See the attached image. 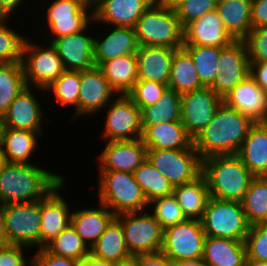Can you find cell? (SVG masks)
Instances as JSON below:
<instances>
[{"label":"cell","mask_w":267,"mask_h":266,"mask_svg":"<svg viewBox=\"0 0 267 266\" xmlns=\"http://www.w3.org/2000/svg\"><path fill=\"white\" fill-rule=\"evenodd\" d=\"M255 123L224 102L202 132L193 139L202 160L217 155L237 154Z\"/></svg>","instance_id":"6da1fadb"},{"label":"cell","mask_w":267,"mask_h":266,"mask_svg":"<svg viewBox=\"0 0 267 266\" xmlns=\"http://www.w3.org/2000/svg\"><path fill=\"white\" fill-rule=\"evenodd\" d=\"M64 177L35 164L7 163L0 171V205L44 199Z\"/></svg>","instance_id":"7a4b0ae2"},{"label":"cell","mask_w":267,"mask_h":266,"mask_svg":"<svg viewBox=\"0 0 267 266\" xmlns=\"http://www.w3.org/2000/svg\"><path fill=\"white\" fill-rule=\"evenodd\" d=\"M210 197L241 202L254 175L237 154L211 156L203 160Z\"/></svg>","instance_id":"3957f363"},{"label":"cell","mask_w":267,"mask_h":266,"mask_svg":"<svg viewBox=\"0 0 267 266\" xmlns=\"http://www.w3.org/2000/svg\"><path fill=\"white\" fill-rule=\"evenodd\" d=\"M139 46H162L180 49L184 31L175 9L155 0L134 27Z\"/></svg>","instance_id":"277c9868"},{"label":"cell","mask_w":267,"mask_h":266,"mask_svg":"<svg viewBox=\"0 0 267 266\" xmlns=\"http://www.w3.org/2000/svg\"><path fill=\"white\" fill-rule=\"evenodd\" d=\"M99 173V203L108 207L115 216L149 207L134 173L115 170H99Z\"/></svg>","instance_id":"5b68a950"},{"label":"cell","mask_w":267,"mask_h":266,"mask_svg":"<svg viewBox=\"0 0 267 266\" xmlns=\"http://www.w3.org/2000/svg\"><path fill=\"white\" fill-rule=\"evenodd\" d=\"M206 236L245 242L250 225L239 201L210 197L201 219Z\"/></svg>","instance_id":"8992f818"},{"label":"cell","mask_w":267,"mask_h":266,"mask_svg":"<svg viewBox=\"0 0 267 266\" xmlns=\"http://www.w3.org/2000/svg\"><path fill=\"white\" fill-rule=\"evenodd\" d=\"M7 244L40 249V200L3 205Z\"/></svg>","instance_id":"52a82bcc"},{"label":"cell","mask_w":267,"mask_h":266,"mask_svg":"<svg viewBox=\"0 0 267 266\" xmlns=\"http://www.w3.org/2000/svg\"><path fill=\"white\" fill-rule=\"evenodd\" d=\"M129 212L116 215L124 231L131 256L159 252L163 245L164 229L148 212Z\"/></svg>","instance_id":"ba28073f"},{"label":"cell","mask_w":267,"mask_h":266,"mask_svg":"<svg viewBox=\"0 0 267 266\" xmlns=\"http://www.w3.org/2000/svg\"><path fill=\"white\" fill-rule=\"evenodd\" d=\"M42 48L36 43L25 39L22 48V66L26 86L36 87L40 91L48 87L66 70L56 48L49 43Z\"/></svg>","instance_id":"9c48e42d"},{"label":"cell","mask_w":267,"mask_h":266,"mask_svg":"<svg viewBox=\"0 0 267 266\" xmlns=\"http://www.w3.org/2000/svg\"><path fill=\"white\" fill-rule=\"evenodd\" d=\"M147 160L174 186L193 181L203 172V160L195 150L147 149Z\"/></svg>","instance_id":"30bf717a"},{"label":"cell","mask_w":267,"mask_h":266,"mask_svg":"<svg viewBox=\"0 0 267 266\" xmlns=\"http://www.w3.org/2000/svg\"><path fill=\"white\" fill-rule=\"evenodd\" d=\"M116 99V100H115ZM106 107V121L102 137L108 141L142 138L143 127L140 108L127 94L115 97Z\"/></svg>","instance_id":"8fae6325"},{"label":"cell","mask_w":267,"mask_h":266,"mask_svg":"<svg viewBox=\"0 0 267 266\" xmlns=\"http://www.w3.org/2000/svg\"><path fill=\"white\" fill-rule=\"evenodd\" d=\"M205 238L201 221L186 219L164 230L161 251L175 262L202 258Z\"/></svg>","instance_id":"7c38bea8"},{"label":"cell","mask_w":267,"mask_h":266,"mask_svg":"<svg viewBox=\"0 0 267 266\" xmlns=\"http://www.w3.org/2000/svg\"><path fill=\"white\" fill-rule=\"evenodd\" d=\"M219 70L210 88L222 99L250 75V62L243 40L220 48Z\"/></svg>","instance_id":"4fadbf2b"},{"label":"cell","mask_w":267,"mask_h":266,"mask_svg":"<svg viewBox=\"0 0 267 266\" xmlns=\"http://www.w3.org/2000/svg\"><path fill=\"white\" fill-rule=\"evenodd\" d=\"M223 99L210 87L190 91L181 97V122L194 139L210 123Z\"/></svg>","instance_id":"5bb4252c"},{"label":"cell","mask_w":267,"mask_h":266,"mask_svg":"<svg viewBox=\"0 0 267 266\" xmlns=\"http://www.w3.org/2000/svg\"><path fill=\"white\" fill-rule=\"evenodd\" d=\"M46 14L47 28L53 37L50 43L58 37L84 30L93 20V8L80 0H54Z\"/></svg>","instance_id":"9a60e30c"},{"label":"cell","mask_w":267,"mask_h":266,"mask_svg":"<svg viewBox=\"0 0 267 266\" xmlns=\"http://www.w3.org/2000/svg\"><path fill=\"white\" fill-rule=\"evenodd\" d=\"M100 155L99 170H115L134 173L147 159V147L142 138L107 141Z\"/></svg>","instance_id":"2e32d148"},{"label":"cell","mask_w":267,"mask_h":266,"mask_svg":"<svg viewBox=\"0 0 267 266\" xmlns=\"http://www.w3.org/2000/svg\"><path fill=\"white\" fill-rule=\"evenodd\" d=\"M88 26L77 33L54 39L51 44L66 70L84 71L95 67L94 38L85 33Z\"/></svg>","instance_id":"e0dca14e"},{"label":"cell","mask_w":267,"mask_h":266,"mask_svg":"<svg viewBox=\"0 0 267 266\" xmlns=\"http://www.w3.org/2000/svg\"><path fill=\"white\" fill-rule=\"evenodd\" d=\"M223 102L250 118L254 123L267 122V92L249 75L223 98Z\"/></svg>","instance_id":"ac0fdd59"},{"label":"cell","mask_w":267,"mask_h":266,"mask_svg":"<svg viewBox=\"0 0 267 266\" xmlns=\"http://www.w3.org/2000/svg\"><path fill=\"white\" fill-rule=\"evenodd\" d=\"M64 182L65 180L40 200V248L45 247L71 224L72 212L64 197L59 194V190L65 186Z\"/></svg>","instance_id":"d6986e66"},{"label":"cell","mask_w":267,"mask_h":266,"mask_svg":"<svg viewBox=\"0 0 267 266\" xmlns=\"http://www.w3.org/2000/svg\"><path fill=\"white\" fill-rule=\"evenodd\" d=\"M155 0H96L93 22L134 28Z\"/></svg>","instance_id":"ffe728a7"},{"label":"cell","mask_w":267,"mask_h":266,"mask_svg":"<svg viewBox=\"0 0 267 266\" xmlns=\"http://www.w3.org/2000/svg\"><path fill=\"white\" fill-rule=\"evenodd\" d=\"M184 44L226 47L234 41L226 31L217 10L205 13L183 27Z\"/></svg>","instance_id":"44dd1931"},{"label":"cell","mask_w":267,"mask_h":266,"mask_svg":"<svg viewBox=\"0 0 267 266\" xmlns=\"http://www.w3.org/2000/svg\"><path fill=\"white\" fill-rule=\"evenodd\" d=\"M79 116L98 113L113 100L116 92L98 67L81 71ZM115 93V94H114Z\"/></svg>","instance_id":"7402d4cb"},{"label":"cell","mask_w":267,"mask_h":266,"mask_svg":"<svg viewBox=\"0 0 267 266\" xmlns=\"http://www.w3.org/2000/svg\"><path fill=\"white\" fill-rule=\"evenodd\" d=\"M39 102L31 87L27 86L3 115L5 128L42 132L45 116Z\"/></svg>","instance_id":"603a6c76"},{"label":"cell","mask_w":267,"mask_h":266,"mask_svg":"<svg viewBox=\"0 0 267 266\" xmlns=\"http://www.w3.org/2000/svg\"><path fill=\"white\" fill-rule=\"evenodd\" d=\"M176 50L162 46H139L136 52L138 80L168 85Z\"/></svg>","instance_id":"cb8c5ba5"},{"label":"cell","mask_w":267,"mask_h":266,"mask_svg":"<svg viewBox=\"0 0 267 266\" xmlns=\"http://www.w3.org/2000/svg\"><path fill=\"white\" fill-rule=\"evenodd\" d=\"M112 29L104 38H94V62L96 67L116 57L136 54L139 49L134 28L112 26Z\"/></svg>","instance_id":"d4e9b609"},{"label":"cell","mask_w":267,"mask_h":266,"mask_svg":"<svg viewBox=\"0 0 267 266\" xmlns=\"http://www.w3.org/2000/svg\"><path fill=\"white\" fill-rule=\"evenodd\" d=\"M142 140L147 149L183 150L193 145L183 123L161 122L156 125H142Z\"/></svg>","instance_id":"484cf974"},{"label":"cell","mask_w":267,"mask_h":266,"mask_svg":"<svg viewBox=\"0 0 267 266\" xmlns=\"http://www.w3.org/2000/svg\"><path fill=\"white\" fill-rule=\"evenodd\" d=\"M202 258L208 266H245V242L206 236Z\"/></svg>","instance_id":"4316f807"},{"label":"cell","mask_w":267,"mask_h":266,"mask_svg":"<svg viewBox=\"0 0 267 266\" xmlns=\"http://www.w3.org/2000/svg\"><path fill=\"white\" fill-rule=\"evenodd\" d=\"M237 155L254 176L267 174V122L250 128Z\"/></svg>","instance_id":"83f0119b"},{"label":"cell","mask_w":267,"mask_h":266,"mask_svg":"<svg viewBox=\"0 0 267 266\" xmlns=\"http://www.w3.org/2000/svg\"><path fill=\"white\" fill-rule=\"evenodd\" d=\"M115 217L108 207L100 203L97 209L88 208L72 212L71 225L91 249Z\"/></svg>","instance_id":"f1b7e54d"},{"label":"cell","mask_w":267,"mask_h":266,"mask_svg":"<svg viewBox=\"0 0 267 266\" xmlns=\"http://www.w3.org/2000/svg\"><path fill=\"white\" fill-rule=\"evenodd\" d=\"M173 194L186 219L201 221L210 198L208 183L203 173L193 181L174 187Z\"/></svg>","instance_id":"f546056e"},{"label":"cell","mask_w":267,"mask_h":266,"mask_svg":"<svg viewBox=\"0 0 267 266\" xmlns=\"http://www.w3.org/2000/svg\"><path fill=\"white\" fill-rule=\"evenodd\" d=\"M252 0H217L216 10L234 40H243L252 29Z\"/></svg>","instance_id":"4dcf8cb0"},{"label":"cell","mask_w":267,"mask_h":266,"mask_svg":"<svg viewBox=\"0 0 267 266\" xmlns=\"http://www.w3.org/2000/svg\"><path fill=\"white\" fill-rule=\"evenodd\" d=\"M98 68L116 94H128L138 80L137 56L128 54L101 63Z\"/></svg>","instance_id":"1f68e13d"},{"label":"cell","mask_w":267,"mask_h":266,"mask_svg":"<svg viewBox=\"0 0 267 266\" xmlns=\"http://www.w3.org/2000/svg\"><path fill=\"white\" fill-rule=\"evenodd\" d=\"M90 255L114 263L132 257L126 246L123 227L116 218L109 223L105 232L91 247Z\"/></svg>","instance_id":"d6a6232c"},{"label":"cell","mask_w":267,"mask_h":266,"mask_svg":"<svg viewBox=\"0 0 267 266\" xmlns=\"http://www.w3.org/2000/svg\"><path fill=\"white\" fill-rule=\"evenodd\" d=\"M41 135L42 132L5 128L1 146L7 162L31 164L28 160L34 154Z\"/></svg>","instance_id":"836d02e7"},{"label":"cell","mask_w":267,"mask_h":266,"mask_svg":"<svg viewBox=\"0 0 267 266\" xmlns=\"http://www.w3.org/2000/svg\"><path fill=\"white\" fill-rule=\"evenodd\" d=\"M168 87L180 94L204 88L190 54L183 47L174 53Z\"/></svg>","instance_id":"e575fe53"},{"label":"cell","mask_w":267,"mask_h":266,"mask_svg":"<svg viewBox=\"0 0 267 266\" xmlns=\"http://www.w3.org/2000/svg\"><path fill=\"white\" fill-rule=\"evenodd\" d=\"M250 226L267 223V178L254 176L241 201Z\"/></svg>","instance_id":"d590c367"},{"label":"cell","mask_w":267,"mask_h":266,"mask_svg":"<svg viewBox=\"0 0 267 266\" xmlns=\"http://www.w3.org/2000/svg\"><path fill=\"white\" fill-rule=\"evenodd\" d=\"M182 94L168 88L159 101L141 110L142 125L181 121Z\"/></svg>","instance_id":"8d00e7d4"},{"label":"cell","mask_w":267,"mask_h":266,"mask_svg":"<svg viewBox=\"0 0 267 266\" xmlns=\"http://www.w3.org/2000/svg\"><path fill=\"white\" fill-rule=\"evenodd\" d=\"M21 62L0 64V114L4 115L14 99L26 88Z\"/></svg>","instance_id":"74e56055"},{"label":"cell","mask_w":267,"mask_h":266,"mask_svg":"<svg viewBox=\"0 0 267 266\" xmlns=\"http://www.w3.org/2000/svg\"><path fill=\"white\" fill-rule=\"evenodd\" d=\"M134 176L148 202L173 194L174 186L147 159L134 171Z\"/></svg>","instance_id":"f35d334b"},{"label":"cell","mask_w":267,"mask_h":266,"mask_svg":"<svg viewBox=\"0 0 267 266\" xmlns=\"http://www.w3.org/2000/svg\"><path fill=\"white\" fill-rule=\"evenodd\" d=\"M183 48L190 54L202 85L210 87L220 67V47L183 45Z\"/></svg>","instance_id":"ab89813d"},{"label":"cell","mask_w":267,"mask_h":266,"mask_svg":"<svg viewBox=\"0 0 267 266\" xmlns=\"http://www.w3.org/2000/svg\"><path fill=\"white\" fill-rule=\"evenodd\" d=\"M81 71L65 70L57 80L53 81L45 92L52 91L61 106L73 105L75 108L74 118L79 117Z\"/></svg>","instance_id":"60d3db41"},{"label":"cell","mask_w":267,"mask_h":266,"mask_svg":"<svg viewBox=\"0 0 267 266\" xmlns=\"http://www.w3.org/2000/svg\"><path fill=\"white\" fill-rule=\"evenodd\" d=\"M45 248L52 254L84 261L90 254V249L70 224L59 233Z\"/></svg>","instance_id":"b9f144b4"},{"label":"cell","mask_w":267,"mask_h":266,"mask_svg":"<svg viewBox=\"0 0 267 266\" xmlns=\"http://www.w3.org/2000/svg\"><path fill=\"white\" fill-rule=\"evenodd\" d=\"M8 20L0 18V64L22 61V48L26 37L8 28Z\"/></svg>","instance_id":"7bdbcfd3"},{"label":"cell","mask_w":267,"mask_h":266,"mask_svg":"<svg viewBox=\"0 0 267 266\" xmlns=\"http://www.w3.org/2000/svg\"><path fill=\"white\" fill-rule=\"evenodd\" d=\"M152 205H154L152 214L164 230L186 220L174 194L155 198L149 202V207Z\"/></svg>","instance_id":"ee69618b"},{"label":"cell","mask_w":267,"mask_h":266,"mask_svg":"<svg viewBox=\"0 0 267 266\" xmlns=\"http://www.w3.org/2000/svg\"><path fill=\"white\" fill-rule=\"evenodd\" d=\"M245 246L247 261L267 263V223L249 227Z\"/></svg>","instance_id":"f6af8a7d"},{"label":"cell","mask_w":267,"mask_h":266,"mask_svg":"<svg viewBox=\"0 0 267 266\" xmlns=\"http://www.w3.org/2000/svg\"><path fill=\"white\" fill-rule=\"evenodd\" d=\"M168 88V85L158 82L137 80L127 95L142 110L147 106L156 104Z\"/></svg>","instance_id":"bcb514c9"},{"label":"cell","mask_w":267,"mask_h":266,"mask_svg":"<svg viewBox=\"0 0 267 266\" xmlns=\"http://www.w3.org/2000/svg\"><path fill=\"white\" fill-rule=\"evenodd\" d=\"M216 6L217 0H186L175 8V12L184 27L189 22L202 17L205 13L215 10Z\"/></svg>","instance_id":"7dc6e473"},{"label":"cell","mask_w":267,"mask_h":266,"mask_svg":"<svg viewBox=\"0 0 267 266\" xmlns=\"http://www.w3.org/2000/svg\"><path fill=\"white\" fill-rule=\"evenodd\" d=\"M243 41L249 62H267V27L252 28Z\"/></svg>","instance_id":"c3c4849f"},{"label":"cell","mask_w":267,"mask_h":266,"mask_svg":"<svg viewBox=\"0 0 267 266\" xmlns=\"http://www.w3.org/2000/svg\"><path fill=\"white\" fill-rule=\"evenodd\" d=\"M24 249L20 245L6 244L0 246V266H33V258L28 261L24 256Z\"/></svg>","instance_id":"681fc988"},{"label":"cell","mask_w":267,"mask_h":266,"mask_svg":"<svg viewBox=\"0 0 267 266\" xmlns=\"http://www.w3.org/2000/svg\"><path fill=\"white\" fill-rule=\"evenodd\" d=\"M33 255V266H80L82 261L57 256L50 253L45 247L37 249Z\"/></svg>","instance_id":"f907efd6"},{"label":"cell","mask_w":267,"mask_h":266,"mask_svg":"<svg viewBox=\"0 0 267 266\" xmlns=\"http://www.w3.org/2000/svg\"><path fill=\"white\" fill-rule=\"evenodd\" d=\"M138 266H177L176 262L166 256L162 251L133 256Z\"/></svg>","instance_id":"816d5d0a"},{"label":"cell","mask_w":267,"mask_h":266,"mask_svg":"<svg viewBox=\"0 0 267 266\" xmlns=\"http://www.w3.org/2000/svg\"><path fill=\"white\" fill-rule=\"evenodd\" d=\"M251 23L252 28L267 27V0H252Z\"/></svg>","instance_id":"f5cc1de1"},{"label":"cell","mask_w":267,"mask_h":266,"mask_svg":"<svg viewBox=\"0 0 267 266\" xmlns=\"http://www.w3.org/2000/svg\"><path fill=\"white\" fill-rule=\"evenodd\" d=\"M250 76L267 92V62H250Z\"/></svg>","instance_id":"db71d44e"},{"label":"cell","mask_w":267,"mask_h":266,"mask_svg":"<svg viewBox=\"0 0 267 266\" xmlns=\"http://www.w3.org/2000/svg\"><path fill=\"white\" fill-rule=\"evenodd\" d=\"M25 0H0V18L8 19L13 15V11Z\"/></svg>","instance_id":"11a10c76"},{"label":"cell","mask_w":267,"mask_h":266,"mask_svg":"<svg viewBox=\"0 0 267 266\" xmlns=\"http://www.w3.org/2000/svg\"><path fill=\"white\" fill-rule=\"evenodd\" d=\"M89 266H115L114 262L98 259L92 255L84 260Z\"/></svg>","instance_id":"9f6ffc18"},{"label":"cell","mask_w":267,"mask_h":266,"mask_svg":"<svg viewBox=\"0 0 267 266\" xmlns=\"http://www.w3.org/2000/svg\"><path fill=\"white\" fill-rule=\"evenodd\" d=\"M7 244V234L5 230V219L3 214V205H0V246Z\"/></svg>","instance_id":"6f0895ef"},{"label":"cell","mask_w":267,"mask_h":266,"mask_svg":"<svg viewBox=\"0 0 267 266\" xmlns=\"http://www.w3.org/2000/svg\"><path fill=\"white\" fill-rule=\"evenodd\" d=\"M177 266H208L203 258L183 259L176 262Z\"/></svg>","instance_id":"680465c9"},{"label":"cell","mask_w":267,"mask_h":266,"mask_svg":"<svg viewBox=\"0 0 267 266\" xmlns=\"http://www.w3.org/2000/svg\"><path fill=\"white\" fill-rule=\"evenodd\" d=\"M158 1L164 4L165 6L175 9L180 3L186 0H158Z\"/></svg>","instance_id":"91938a15"},{"label":"cell","mask_w":267,"mask_h":266,"mask_svg":"<svg viewBox=\"0 0 267 266\" xmlns=\"http://www.w3.org/2000/svg\"><path fill=\"white\" fill-rule=\"evenodd\" d=\"M115 266H138L136 259L132 256L131 258L115 263Z\"/></svg>","instance_id":"94428289"},{"label":"cell","mask_w":267,"mask_h":266,"mask_svg":"<svg viewBox=\"0 0 267 266\" xmlns=\"http://www.w3.org/2000/svg\"><path fill=\"white\" fill-rule=\"evenodd\" d=\"M6 155L3 152L2 146L0 145V171L5 167L7 164Z\"/></svg>","instance_id":"6125c7cd"},{"label":"cell","mask_w":267,"mask_h":266,"mask_svg":"<svg viewBox=\"0 0 267 266\" xmlns=\"http://www.w3.org/2000/svg\"><path fill=\"white\" fill-rule=\"evenodd\" d=\"M4 130H5L4 116L0 114V145L2 143Z\"/></svg>","instance_id":"be15d7a7"},{"label":"cell","mask_w":267,"mask_h":266,"mask_svg":"<svg viewBox=\"0 0 267 266\" xmlns=\"http://www.w3.org/2000/svg\"><path fill=\"white\" fill-rule=\"evenodd\" d=\"M245 266H266V263L247 261Z\"/></svg>","instance_id":"e7e4bbea"},{"label":"cell","mask_w":267,"mask_h":266,"mask_svg":"<svg viewBox=\"0 0 267 266\" xmlns=\"http://www.w3.org/2000/svg\"><path fill=\"white\" fill-rule=\"evenodd\" d=\"M85 5L94 8L96 0H80Z\"/></svg>","instance_id":"03108f58"},{"label":"cell","mask_w":267,"mask_h":266,"mask_svg":"<svg viewBox=\"0 0 267 266\" xmlns=\"http://www.w3.org/2000/svg\"><path fill=\"white\" fill-rule=\"evenodd\" d=\"M80 266H89L85 261H82L81 263H80Z\"/></svg>","instance_id":"003e7915"}]
</instances>
